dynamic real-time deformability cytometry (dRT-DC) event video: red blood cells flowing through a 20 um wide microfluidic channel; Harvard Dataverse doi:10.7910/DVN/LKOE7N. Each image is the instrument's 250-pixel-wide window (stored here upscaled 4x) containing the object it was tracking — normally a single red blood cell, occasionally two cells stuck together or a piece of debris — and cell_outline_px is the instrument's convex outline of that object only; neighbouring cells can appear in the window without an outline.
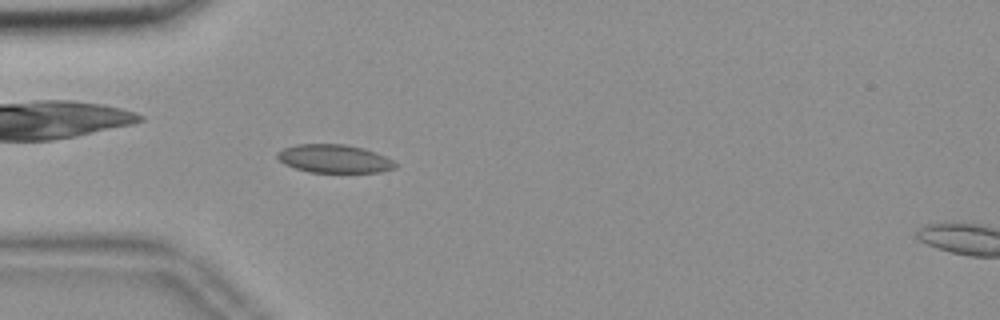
{"species": "common noctule bat (a hibernating species)", "species_latin": "Nyctalus noctula", "temperature_condition": "room temperature", "stored_images_in_passage": 42, "camera_frame_rate_fps": 3000, "um_per_image_px": 0.085, "animal": {"sex": "female", "body_mass_g": 18.4}, "frame": {"image": 1, "passage_image": 3, "time_ms": 0.667, "image_size_px": [1000, 320], "cell_outline_px": [[396, 168], [380, 172], [308, 172], [284, 164], [276, 156], [276, 152], [284, 148], [296, 144], [344, 144], [364, 148], [376, 152], [392, 160], [396, 164]], "centroid_in_image_um": [28.4, 13.48], "position_along_channel_um": 56.6, "area_um2": 19.42}}
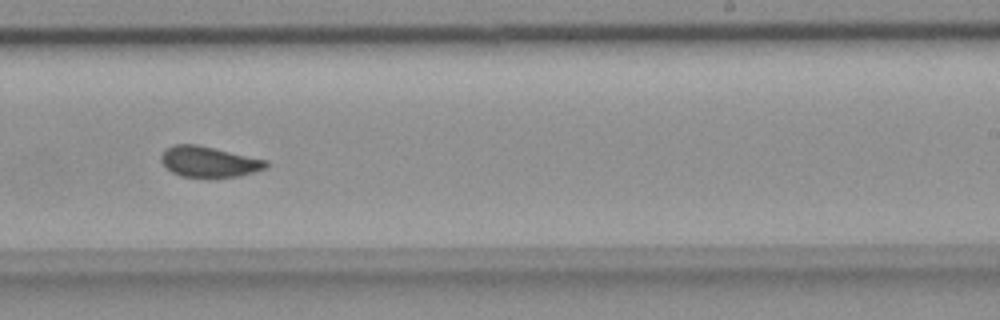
{"frame": {"image": 2, "passage_image": 21, "time_ms": 6.667, "image_size_px": [1000, 320], "cell_outline_px": [[268, 168], [240, 176], [208, 180], [180, 176], [172, 172], [160, 160], [160, 156], [168, 148], [176, 144], [196, 144], [268, 160]], "centroid_in_image_um": [17.8, 13.8], "position_along_channel_um": 271.2, "area_um2": 19.31}}
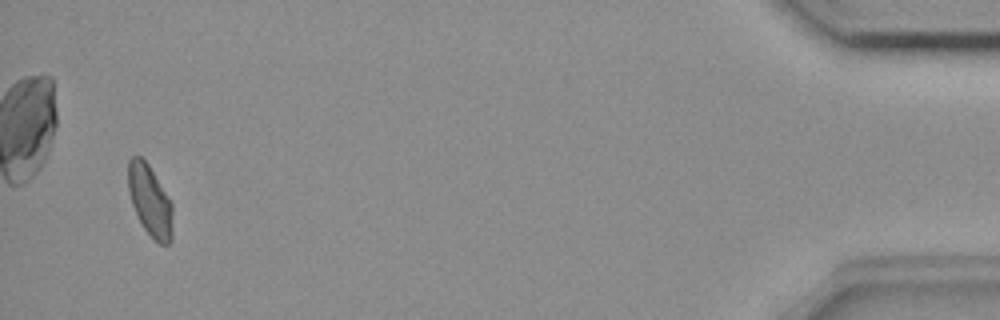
{"frame": {"image": 3, "passage_image": 40, "time_ms": 13.0, "image_size_px": [1000, 320], "cell_outline_px": [[172, 240], [168, 244], [160, 244], [144, 228], [132, 204], [128, 192], [128, 160], [132, 156], [140, 156], [148, 164], [172, 204]], "centroid_in_image_um": [12.74, 17.04], "position_along_channel_um": 422.5, "area_um2": 18.09}, "authors_computed_cell_mechanics": {"area_um2": 18.8717, "velocity_mm_per_s": 3.6748, "shape_relaxation_time_tau1_ms": 11.3959, "shape_relaxation_time_tau2_ms": 1.0282, "deformation_change_tau1": 0.1262, "deformation_change_tau2": 0.0491}}